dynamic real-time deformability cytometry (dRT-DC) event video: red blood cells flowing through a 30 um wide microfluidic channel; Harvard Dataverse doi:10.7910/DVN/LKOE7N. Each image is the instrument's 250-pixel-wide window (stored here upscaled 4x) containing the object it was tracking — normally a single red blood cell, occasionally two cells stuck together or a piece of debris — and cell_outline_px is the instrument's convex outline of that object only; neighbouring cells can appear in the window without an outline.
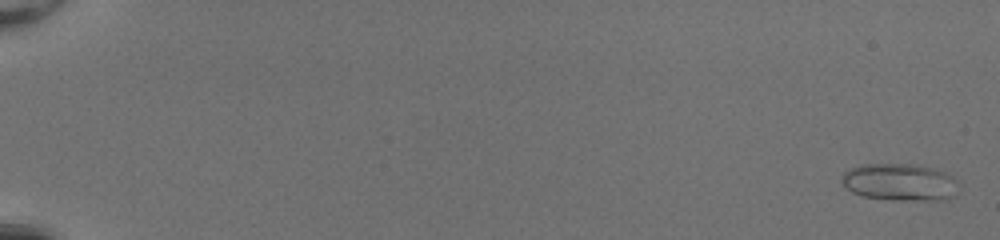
{"species": "common noctule bat (a hibernating species)", "species_latin": "Nyctalus noctula", "temperature_condition": "room temperature", "stored_images_in_passage": 53, "camera_frame_rate_fps": 3000, "um_per_image_px": 0.085, "animal": {"sex": "female", "body_mass_g": 20.0, "forearm_length_mm": 54.0}, "frame": {"image": 1, "passage_image": 2, "time_ms": 0.333, "image_size_px": [1000, 240], "cell_outline_px": [[960, 192], [956, 196], [940, 200], [892, 200], [864, 196], [852, 192], [840, 180], [844, 172], [848, 168], [860, 164], [916, 164], [932, 168], [944, 172], [952, 176], [960, 184]], "centroid_in_image_um": [76.53, 15.48], "position_along_channel_um": 8.5, "area_um2": 25.72}}
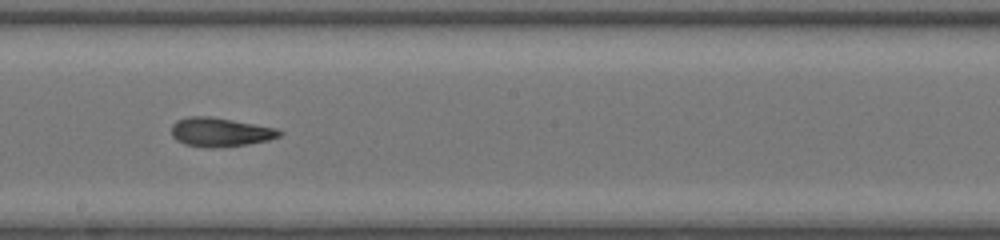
{"frame": {"image": 2, "passage_image": 33, "time_ms": 10.667, "image_size_px": [1000, 240], "cell_outline_px": [[284, 132], [280, 136], [268, 140], [248, 144], [212, 148], [208, 148], [184, 144], [176, 140], [172, 136], [172, 124], [176, 120], [188, 116], [212, 116], [276, 128]], "centroid_in_image_um": [18.7, 11.22], "position_along_channel_um": 229.5, "area_um2": 18.32}}
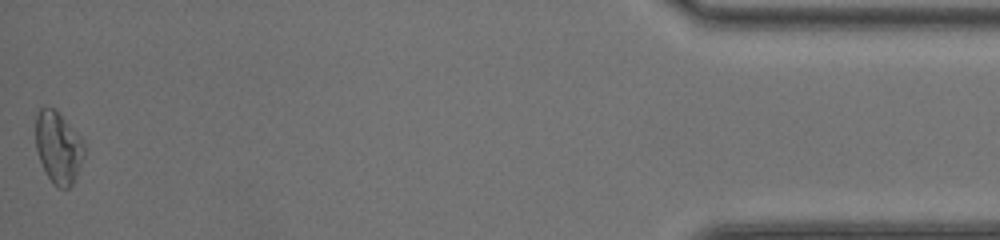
{"frame": {"image": 3, "passage_image": 53, "time_ms": 17.333, "image_size_px": [1000, 240], "cell_outline_px": [[84, 156], [72, 184], [68, 188], [60, 188], [52, 184], [40, 160], [36, 148], [36, 112], [40, 108], [52, 108], [80, 136], [84, 144]], "centroid_in_image_um": [4.94, 12.56], "position_along_channel_um": 430.3, "area_um2": 19.83}, "authors_computed_cell_mechanics": {"area_um2": 19.1896, "velocity_mm_per_s": 4.1758, "shape_relaxation_time_tau1_ms": null, "shape_relaxation_time_tau2_ms": 1.411, "deformation_change_tau1": null, "deformation_change_tau2": 0.0717}}